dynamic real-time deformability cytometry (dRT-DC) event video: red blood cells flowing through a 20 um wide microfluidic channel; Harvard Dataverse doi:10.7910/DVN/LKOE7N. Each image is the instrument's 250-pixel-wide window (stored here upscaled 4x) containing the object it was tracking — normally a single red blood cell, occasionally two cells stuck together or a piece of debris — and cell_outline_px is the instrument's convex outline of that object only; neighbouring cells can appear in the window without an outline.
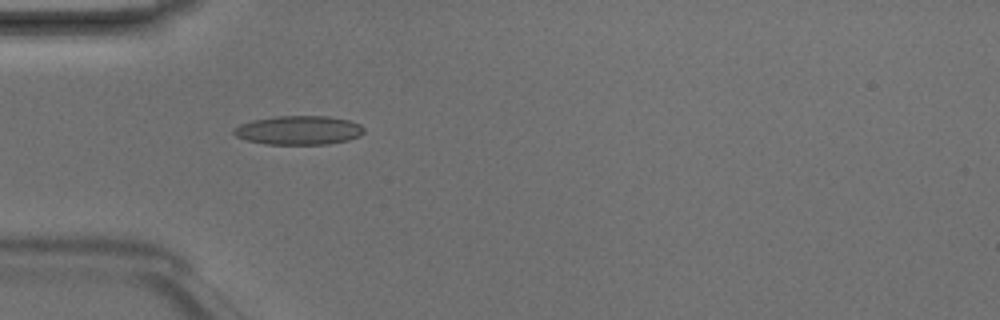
{"species": "Egyptian fruit bat (a non-hibernating species)", "species_latin": "Rousettus aegyptiacus", "temperature_condition": "room temperature", "stored_images_in_passage": 6, "camera_frame_rate_fps": 3000, "um_per_image_px": 0.085, "animal": {"sex": "male"}, "frame": {"image": 1, "passage_image": 4, "time_ms": 1.0, "image_size_px": [1000, 320], "cell_outline_px": [[364, 132], [360, 136], [348, 140], [328, 144], [264, 144], [248, 140], [236, 136], [232, 132], [232, 128], [240, 124], [252, 120], [276, 116], [328, 116], [348, 120], [360, 124], [364, 128]], "centroid_in_image_um": [25.38, 11.07], "position_along_channel_um": 59.6, "area_um2": 22.02}}